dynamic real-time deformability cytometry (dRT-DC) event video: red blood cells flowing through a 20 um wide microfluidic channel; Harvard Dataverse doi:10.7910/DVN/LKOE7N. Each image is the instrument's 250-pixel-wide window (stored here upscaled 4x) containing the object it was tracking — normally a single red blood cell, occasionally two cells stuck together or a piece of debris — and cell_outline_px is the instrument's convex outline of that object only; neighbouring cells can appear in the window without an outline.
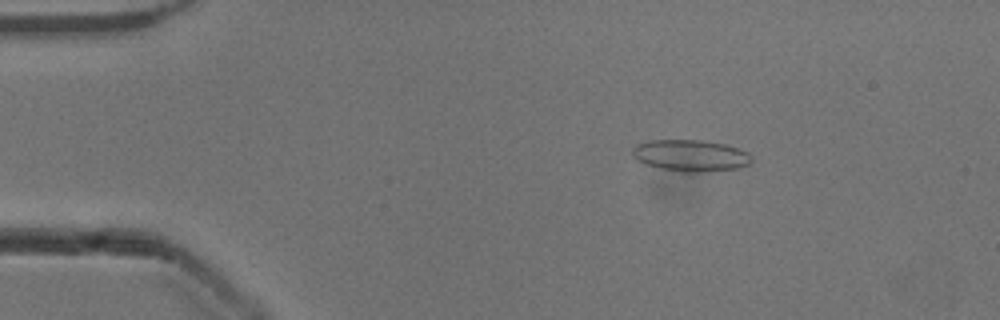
{"species": "common noctule bat (a hibernating species)", "species_latin": "Nyctalus noctula", "temperature_condition": "cold", "stored_images_in_passage": 53, "camera_frame_rate_fps": 3000, "um_per_image_px": 0.085, "animal": {"sex": "male", "body_mass_g": 13.3}, "frame": {"image": 1, "passage_image": 9, "time_ms": 2.667, "image_size_px": [1000, 320], "cell_outline_px": [[752, 160], [748, 164], [736, 168], [700, 172], [680, 172], [660, 168], [644, 164], [636, 160], [632, 156], [632, 148], [636, 144], [648, 140], [704, 140], [724, 144], [740, 148], [748, 152], [752, 156]], "centroid_in_image_um": [58.66, 13.21], "position_along_channel_um": 26.3, "area_um2": 22.14}}
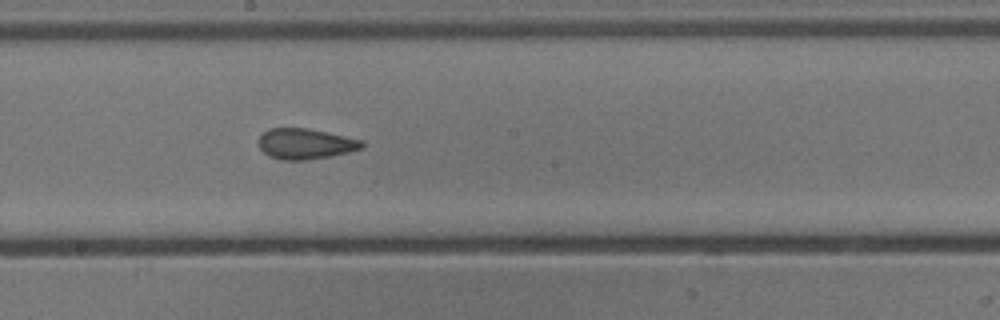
{"frame": {"image": 2, "passage_image": 29, "time_ms": 9.333, "image_size_px": [1000, 320], "cell_outline_px": [[364, 148], [332, 156], [304, 160], [280, 160], [268, 156], [260, 148], [260, 136], [268, 128], [304, 128], [364, 140]], "centroid_in_image_um": [25.97, 12.23], "position_along_channel_um": 222.2, "area_um2": 18.32}}
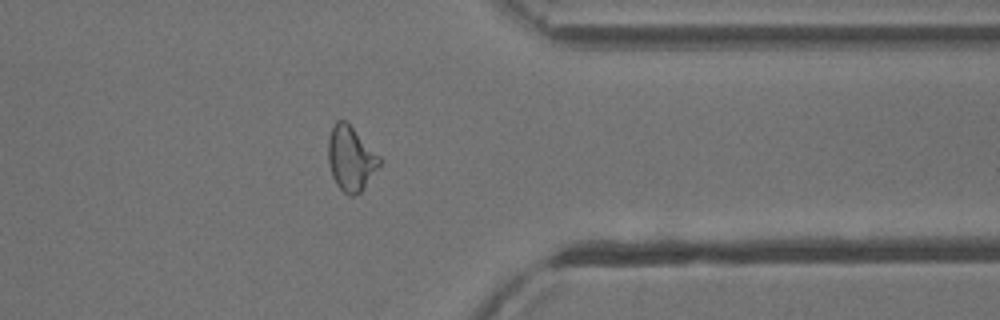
{"frame": {"image": 3, "passage_image": 42, "time_ms": 13.667, "image_size_px": [1000, 320], "cell_outline_px": [[384, 160], [364, 188], [360, 192], [352, 196], [348, 196], [336, 184], [332, 176], [328, 160], [328, 136], [336, 120], [348, 120]], "centroid_in_image_um": [29.84, 13.44], "position_along_channel_um": 381.6, "area_um2": 19.83}, "authors_computed_cell_mechanics": {"area_um2": 19.8254, "velocity_mm_per_s": 3.9137, "shape_relaxation_time_tau1_ms": null, "shape_relaxation_time_tau2_ms": 1.9177, "deformation_change_tau1": null, "deformation_change_tau2": 0.085}}